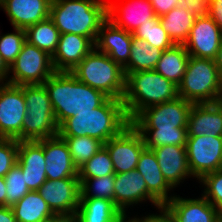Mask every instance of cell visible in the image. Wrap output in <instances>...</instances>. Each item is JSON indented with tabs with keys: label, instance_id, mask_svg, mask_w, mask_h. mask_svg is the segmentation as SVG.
I'll return each mask as SVG.
<instances>
[{
	"label": "cell",
	"instance_id": "7a4b0ae2",
	"mask_svg": "<svg viewBox=\"0 0 222 222\" xmlns=\"http://www.w3.org/2000/svg\"><path fill=\"white\" fill-rule=\"evenodd\" d=\"M131 124L122 100L107 98L91 112H78L58 128L60 137L89 136L103 144Z\"/></svg>",
	"mask_w": 222,
	"mask_h": 222
},
{
	"label": "cell",
	"instance_id": "3957f363",
	"mask_svg": "<svg viewBox=\"0 0 222 222\" xmlns=\"http://www.w3.org/2000/svg\"><path fill=\"white\" fill-rule=\"evenodd\" d=\"M43 85L49 94L58 126L78 112H91L108 98L68 71H56Z\"/></svg>",
	"mask_w": 222,
	"mask_h": 222
},
{
	"label": "cell",
	"instance_id": "b9f144b4",
	"mask_svg": "<svg viewBox=\"0 0 222 222\" xmlns=\"http://www.w3.org/2000/svg\"><path fill=\"white\" fill-rule=\"evenodd\" d=\"M158 213H149L146 216H142L143 222H177L172 214L164 207H158Z\"/></svg>",
	"mask_w": 222,
	"mask_h": 222
},
{
	"label": "cell",
	"instance_id": "277c9868",
	"mask_svg": "<svg viewBox=\"0 0 222 222\" xmlns=\"http://www.w3.org/2000/svg\"><path fill=\"white\" fill-rule=\"evenodd\" d=\"M49 18L60 34L85 36L95 44L100 26L107 19V1L52 0Z\"/></svg>",
	"mask_w": 222,
	"mask_h": 222
},
{
	"label": "cell",
	"instance_id": "4316f807",
	"mask_svg": "<svg viewBox=\"0 0 222 222\" xmlns=\"http://www.w3.org/2000/svg\"><path fill=\"white\" fill-rule=\"evenodd\" d=\"M79 222H118L124 214L107 199L80 198Z\"/></svg>",
	"mask_w": 222,
	"mask_h": 222
},
{
	"label": "cell",
	"instance_id": "d590c367",
	"mask_svg": "<svg viewBox=\"0 0 222 222\" xmlns=\"http://www.w3.org/2000/svg\"><path fill=\"white\" fill-rule=\"evenodd\" d=\"M13 32L0 35V55L5 64L10 68L26 42L24 29L13 28Z\"/></svg>",
	"mask_w": 222,
	"mask_h": 222
},
{
	"label": "cell",
	"instance_id": "7c38bea8",
	"mask_svg": "<svg viewBox=\"0 0 222 222\" xmlns=\"http://www.w3.org/2000/svg\"><path fill=\"white\" fill-rule=\"evenodd\" d=\"M104 146L110 153L115 174L136 169L140 155L146 148L142 135L131 124Z\"/></svg>",
	"mask_w": 222,
	"mask_h": 222
},
{
	"label": "cell",
	"instance_id": "ba28073f",
	"mask_svg": "<svg viewBox=\"0 0 222 222\" xmlns=\"http://www.w3.org/2000/svg\"><path fill=\"white\" fill-rule=\"evenodd\" d=\"M221 75L214 59L190 56L178 85V96L192 104L213 103Z\"/></svg>",
	"mask_w": 222,
	"mask_h": 222
},
{
	"label": "cell",
	"instance_id": "8fae6325",
	"mask_svg": "<svg viewBox=\"0 0 222 222\" xmlns=\"http://www.w3.org/2000/svg\"><path fill=\"white\" fill-rule=\"evenodd\" d=\"M26 113L22 85L0 82V137L15 139Z\"/></svg>",
	"mask_w": 222,
	"mask_h": 222
},
{
	"label": "cell",
	"instance_id": "6da1fadb",
	"mask_svg": "<svg viewBox=\"0 0 222 222\" xmlns=\"http://www.w3.org/2000/svg\"><path fill=\"white\" fill-rule=\"evenodd\" d=\"M192 106L191 102L178 96L143 109L131 120V125L142 135L148 149L165 145L186 146Z\"/></svg>",
	"mask_w": 222,
	"mask_h": 222
},
{
	"label": "cell",
	"instance_id": "1f68e13d",
	"mask_svg": "<svg viewBox=\"0 0 222 222\" xmlns=\"http://www.w3.org/2000/svg\"><path fill=\"white\" fill-rule=\"evenodd\" d=\"M70 151L74 165L79 169L104 145L100 140L89 137H62Z\"/></svg>",
	"mask_w": 222,
	"mask_h": 222
},
{
	"label": "cell",
	"instance_id": "7402d4cb",
	"mask_svg": "<svg viewBox=\"0 0 222 222\" xmlns=\"http://www.w3.org/2000/svg\"><path fill=\"white\" fill-rule=\"evenodd\" d=\"M152 150L162 175L173 188L184 184L187 178H194L188 166L186 146L165 145Z\"/></svg>",
	"mask_w": 222,
	"mask_h": 222
},
{
	"label": "cell",
	"instance_id": "f546056e",
	"mask_svg": "<svg viewBox=\"0 0 222 222\" xmlns=\"http://www.w3.org/2000/svg\"><path fill=\"white\" fill-rule=\"evenodd\" d=\"M195 19L181 5L159 18L162 27L174 44H184L186 42Z\"/></svg>",
	"mask_w": 222,
	"mask_h": 222
},
{
	"label": "cell",
	"instance_id": "9c48e42d",
	"mask_svg": "<svg viewBox=\"0 0 222 222\" xmlns=\"http://www.w3.org/2000/svg\"><path fill=\"white\" fill-rule=\"evenodd\" d=\"M55 72L52 56L26 41L9 68L6 82L13 85L43 84Z\"/></svg>",
	"mask_w": 222,
	"mask_h": 222
},
{
	"label": "cell",
	"instance_id": "4fadbf2b",
	"mask_svg": "<svg viewBox=\"0 0 222 222\" xmlns=\"http://www.w3.org/2000/svg\"><path fill=\"white\" fill-rule=\"evenodd\" d=\"M149 200L154 207L162 205L148 192L143 176L136 170L115 174L114 181V204L124 214L127 215L128 208L147 203Z\"/></svg>",
	"mask_w": 222,
	"mask_h": 222
},
{
	"label": "cell",
	"instance_id": "d4e9b609",
	"mask_svg": "<svg viewBox=\"0 0 222 222\" xmlns=\"http://www.w3.org/2000/svg\"><path fill=\"white\" fill-rule=\"evenodd\" d=\"M187 132L188 136H222V111L213 103L193 104Z\"/></svg>",
	"mask_w": 222,
	"mask_h": 222
},
{
	"label": "cell",
	"instance_id": "c3c4849f",
	"mask_svg": "<svg viewBox=\"0 0 222 222\" xmlns=\"http://www.w3.org/2000/svg\"><path fill=\"white\" fill-rule=\"evenodd\" d=\"M213 104H215L222 111V77Z\"/></svg>",
	"mask_w": 222,
	"mask_h": 222
},
{
	"label": "cell",
	"instance_id": "5bb4252c",
	"mask_svg": "<svg viewBox=\"0 0 222 222\" xmlns=\"http://www.w3.org/2000/svg\"><path fill=\"white\" fill-rule=\"evenodd\" d=\"M222 43V31L210 16L199 17L183 44L190 56L215 59Z\"/></svg>",
	"mask_w": 222,
	"mask_h": 222
},
{
	"label": "cell",
	"instance_id": "bcb514c9",
	"mask_svg": "<svg viewBox=\"0 0 222 222\" xmlns=\"http://www.w3.org/2000/svg\"><path fill=\"white\" fill-rule=\"evenodd\" d=\"M9 75V67L5 64L0 55V82H6Z\"/></svg>",
	"mask_w": 222,
	"mask_h": 222
},
{
	"label": "cell",
	"instance_id": "836d02e7",
	"mask_svg": "<svg viewBox=\"0 0 222 222\" xmlns=\"http://www.w3.org/2000/svg\"><path fill=\"white\" fill-rule=\"evenodd\" d=\"M159 18L156 16L147 20L145 24L140 25L132 34L135 37L146 40L151 47H156L164 51L171 48L174 43L162 27Z\"/></svg>",
	"mask_w": 222,
	"mask_h": 222
},
{
	"label": "cell",
	"instance_id": "9a60e30c",
	"mask_svg": "<svg viewBox=\"0 0 222 222\" xmlns=\"http://www.w3.org/2000/svg\"><path fill=\"white\" fill-rule=\"evenodd\" d=\"M38 192L54 214L77 212L81 194L78 177L46 180Z\"/></svg>",
	"mask_w": 222,
	"mask_h": 222
},
{
	"label": "cell",
	"instance_id": "7dc6e473",
	"mask_svg": "<svg viewBox=\"0 0 222 222\" xmlns=\"http://www.w3.org/2000/svg\"><path fill=\"white\" fill-rule=\"evenodd\" d=\"M0 206H6V183L4 177H0Z\"/></svg>",
	"mask_w": 222,
	"mask_h": 222
},
{
	"label": "cell",
	"instance_id": "e0dca14e",
	"mask_svg": "<svg viewBox=\"0 0 222 222\" xmlns=\"http://www.w3.org/2000/svg\"><path fill=\"white\" fill-rule=\"evenodd\" d=\"M30 191L38 189L47 180L44 156V139L18 142V160Z\"/></svg>",
	"mask_w": 222,
	"mask_h": 222
},
{
	"label": "cell",
	"instance_id": "4dcf8cb0",
	"mask_svg": "<svg viewBox=\"0 0 222 222\" xmlns=\"http://www.w3.org/2000/svg\"><path fill=\"white\" fill-rule=\"evenodd\" d=\"M26 41L53 56L57 49L60 32L50 18L28 27Z\"/></svg>",
	"mask_w": 222,
	"mask_h": 222
},
{
	"label": "cell",
	"instance_id": "603a6c76",
	"mask_svg": "<svg viewBox=\"0 0 222 222\" xmlns=\"http://www.w3.org/2000/svg\"><path fill=\"white\" fill-rule=\"evenodd\" d=\"M94 48L95 44L88 37L60 34L57 49L52 56L55 71L71 72Z\"/></svg>",
	"mask_w": 222,
	"mask_h": 222
},
{
	"label": "cell",
	"instance_id": "f1b7e54d",
	"mask_svg": "<svg viewBox=\"0 0 222 222\" xmlns=\"http://www.w3.org/2000/svg\"><path fill=\"white\" fill-rule=\"evenodd\" d=\"M163 50L151 47L146 40L133 36L128 64L123 68L128 73L154 70Z\"/></svg>",
	"mask_w": 222,
	"mask_h": 222
},
{
	"label": "cell",
	"instance_id": "681fc988",
	"mask_svg": "<svg viewBox=\"0 0 222 222\" xmlns=\"http://www.w3.org/2000/svg\"><path fill=\"white\" fill-rule=\"evenodd\" d=\"M217 68L219 69L220 75L222 77V43L220 44V48L217 52V56L214 59Z\"/></svg>",
	"mask_w": 222,
	"mask_h": 222
},
{
	"label": "cell",
	"instance_id": "2e32d148",
	"mask_svg": "<svg viewBox=\"0 0 222 222\" xmlns=\"http://www.w3.org/2000/svg\"><path fill=\"white\" fill-rule=\"evenodd\" d=\"M120 3L107 1V19L118 28L133 33L147 20L156 17L149 0H119Z\"/></svg>",
	"mask_w": 222,
	"mask_h": 222
},
{
	"label": "cell",
	"instance_id": "cb8c5ba5",
	"mask_svg": "<svg viewBox=\"0 0 222 222\" xmlns=\"http://www.w3.org/2000/svg\"><path fill=\"white\" fill-rule=\"evenodd\" d=\"M136 170L143 176L148 192L162 206L175 196V193L171 194V191L174 192V188L162 175L156 155L152 149L145 148L142 151L139 161L137 162Z\"/></svg>",
	"mask_w": 222,
	"mask_h": 222
},
{
	"label": "cell",
	"instance_id": "74e56055",
	"mask_svg": "<svg viewBox=\"0 0 222 222\" xmlns=\"http://www.w3.org/2000/svg\"><path fill=\"white\" fill-rule=\"evenodd\" d=\"M202 195L222 214V169L204 175L199 181Z\"/></svg>",
	"mask_w": 222,
	"mask_h": 222
},
{
	"label": "cell",
	"instance_id": "f907efd6",
	"mask_svg": "<svg viewBox=\"0 0 222 222\" xmlns=\"http://www.w3.org/2000/svg\"><path fill=\"white\" fill-rule=\"evenodd\" d=\"M128 216L129 215H124L118 222H143L142 218H140V216H138V217H137V215L133 216V217H128Z\"/></svg>",
	"mask_w": 222,
	"mask_h": 222
},
{
	"label": "cell",
	"instance_id": "52a82bcc",
	"mask_svg": "<svg viewBox=\"0 0 222 222\" xmlns=\"http://www.w3.org/2000/svg\"><path fill=\"white\" fill-rule=\"evenodd\" d=\"M25 98L26 115L23 118L22 131L15 138L19 141H35L58 135L49 94L43 84L22 85Z\"/></svg>",
	"mask_w": 222,
	"mask_h": 222
},
{
	"label": "cell",
	"instance_id": "f6af8a7d",
	"mask_svg": "<svg viewBox=\"0 0 222 222\" xmlns=\"http://www.w3.org/2000/svg\"><path fill=\"white\" fill-rule=\"evenodd\" d=\"M0 222H18L11 206H0Z\"/></svg>",
	"mask_w": 222,
	"mask_h": 222
},
{
	"label": "cell",
	"instance_id": "30bf717a",
	"mask_svg": "<svg viewBox=\"0 0 222 222\" xmlns=\"http://www.w3.org/2000/svg\"><path fill=\"white\" fill-rule=\"evenodd\" d=\"M186 152L190 172L196 181L222 169V136H188Z\"/></svg>",
	"mask_w": 222,
	"mask_h": 222
},
{
	"label": "cell",
	"instance_id": "83f0119b",
	"mask_svg": "<svg viewBox=\"0 0 222 222\" xmlns=\"http://www.w3.org/2000/svg\"><path fill=\"white\" fill-rule=\"evenodd\" d=\"M11 208L18 222H46L54 214L38 191H29Z\"/></svg>",
	"mask_w": 222,
	"mask_h": 222
},
{
	"label": "cell",
	"instance_id": "ee69618b",
	"mask_svg": "<svg viewBox=\"0 0 222 222\" xmlns=\"http://www.w3.org/2000/svg\"><path fill=\"white\" fill-rule=\"evenodd\" d=\"M46 222H79L77 212L53 214Z\"/></svg>",
	"mask_w": 222,
	"mask_h": 222
},
{
	"label": "cell",
	"instance_id": "d6986e66",
	"mask_svg": "<svg viewBox=\"0 0 222 222\" xmlns=\"http://www.w3.org/2000/svg\"><path fill=\"white\" fill-rule=\"evenodd\" d=\"M132 39V33L118 28L106 19L100 26L95 48L124 68L129 62Z\"/></svg>",
	"mask_w": 222,
	"mask_h": 222
},
{
	"label": "cell",
	"instance_id": "7bdbcfd3",
	"mask_svg": "<svg viewBox=\"0 0 222 222\" xmlns=\"http://www.w3.org/2000/svg\"><path fill=\"white\" fill-rule=\"evenodd\" d=\"M209 16L222 31V0H209Z\"/></svg>",
	"mask_w": 222,
	"mask_h": 222
},
{
	"label": "cell",
	"instance_id": "f35d334b",
	"mask_svg": "<svg viewBox=\"0 0 222 222\" xmlns=\"http://www.w3.org/2000/svg\"><path fill=\"white\" fill-rule=\"evenodd\" d=\"M17 160L18 141L13 138L0 137V177H5Z\"/></svg>",
	"mask_w": 222,
	"mask_h": 222
},
{
	"label": "cell",
	"instance_id": "8d00e7d4",
	"mask_svg": "<svg viewBox=\"0 0 222 222\" xmlns=\"http://www.w3.org/2000/svg\"><path fill=\"white\" fill-rule=\"evenodd\" d=\"M4 180L6 183V206L14 205L30 191L18 163L5 175Z\"/></svg>",
	"mask_w": 222,
	"mask_h": 222
},
{
	"label": "cell",
	"instance_id": "ab89813d",
	"mask_svg": "<svg viewBox=\"0 0 222 222\" xmlns=\"http://www.w3.org/2000/svg\"><path fill=\"white\" fill-rule=\"evenodd\" d=\"M180 5L195 18L209 16V0H180Z\"/></svg>",
	"mask_w": 222,
	"mask_h": 222
},
{
	"label": "cell",
	"instance_id": "5b68a950",
	"mask_svg": "<svg viewBox=\"0 0 222 222\" xmlns=\"http://www.w3.org/2000/svg\"><path fill=\"white\" fill-rule=\"evenodd\" d=\"M178 86L155 70L128 73L122 102L131 121L143 109L174 100Z\"/></svg>",
	"mask_w": 222,
	"mask_h": 222
},
{
	"label": "cell",
	"instance_id": "ffe728a7",
	"mask_svg": "<svg viewBox=\"0 0 222 222\" xmlns=\"http://www.w3.org/2000/svg\"><path fill=\"white\" fill-rule=\"evenodd\" d=\"M52 0H3L0 9L6 13L13 28L26 30L47 18Z\"/></svg>",
	"mask_w": 222,
	"mask_h": 222
},
{
	"label": "cell",
	"instance_id": "ac0fdd59",
	"mask_svg": "<svg viewBox=\"0 0 222 222\" xmlns=\"http://www.w3.org/2000/svg\"><path fill=\"white\" fill-rule=\"evenodd\" d=\"M164 207L177 222H222V214L202 194L195 199L175 194Z\"/></svg>",
	"mask_w": 222,
	"mask_h": 222
},
{
	"label": "cell",
	"instance_id": "8992f818",
	"mask_svg": "<svg viewBox=\"0 0 222 222\" xmlns=\"http://www.w3.org/2000/svg\"><path fill=\"white\" fill-rule=\"evenodd\" d=\"M71 73L80 82L101 91L108 98L122 100L124 96L126 76L123 68L96 48Z\"/></svg>",
	"mask_w": 222,
	"mask_h": 222
},
{
	"label": "cell",
	"instance_id": "d6a6232c",
	"mask_svg": "<svg viewBox=\"0 0 222 222\" xmlns=\"http://www.w3.org/2000/svg\"><path fill=\"white\" fill-rule=\"evenodd\" d=\"M80 198H101L114 203L115 174L99 178H79Z\"/></svg>",
	"mask_w": 222,
	"mask_h": 222
},
{
	"label": "cell",
	"instance_id": "484cf974",
	"mask_svg": "<svg viewBox=\"0 0 222 222\" xmlns=\"http://www.w3.org/2000/svg\"><path fill=\"white\" fill-rule=\"evenodd\" d=\"M189 58L183 44H174L163 51L154 70L178 86L185 74Z\"/></svg>",
	"mask_w": 222,
	"mask_h": 222
},
{
	"label": "cell",
	"instance_id": "e575fe53",
	"mask_svg": "<svg viewBox=\"0 0 222 222\" xmlns=\"http://www.w3.org/2000/svg\"><path fill=\"white\" fill-rule=\"evenodd\" d=\"M109 174H115V171L110 153L104 145L78 169V178H99Z\"/></svg>",
	"mask_w": 222,
	"mask_h": 222
},
{
	"label": "cell",
	"instance_id": "44dd1931",
	"mask_svg": "<svg viewBox=\"0 0 222 222\" xmlns=\"http://www.w3.org/2000/svg\"><path fill=\"white\" fill-rule=\"evenodd\" d=\"M45 171L47 180L78 177L65 140L59 135L44 139Z\"/></svg>",
	"mask_w": 222,
	"mask_h": 222
},
{
	"label": "cell",
	"instance_id": "60d3db41",
	"mask_svg": "<svg viewBox=\"0 0 222 222\" xmlns=\"http://www.w3.org/2000/svg\"><path fill=\"white\" fill-rule=\"evenodd\" d=\"M156 16L161 17L173 8L180 5V0H149Z\"/></svg>",
	"mask_w": 222,
	"mask_h": 222
}]
</instances>
